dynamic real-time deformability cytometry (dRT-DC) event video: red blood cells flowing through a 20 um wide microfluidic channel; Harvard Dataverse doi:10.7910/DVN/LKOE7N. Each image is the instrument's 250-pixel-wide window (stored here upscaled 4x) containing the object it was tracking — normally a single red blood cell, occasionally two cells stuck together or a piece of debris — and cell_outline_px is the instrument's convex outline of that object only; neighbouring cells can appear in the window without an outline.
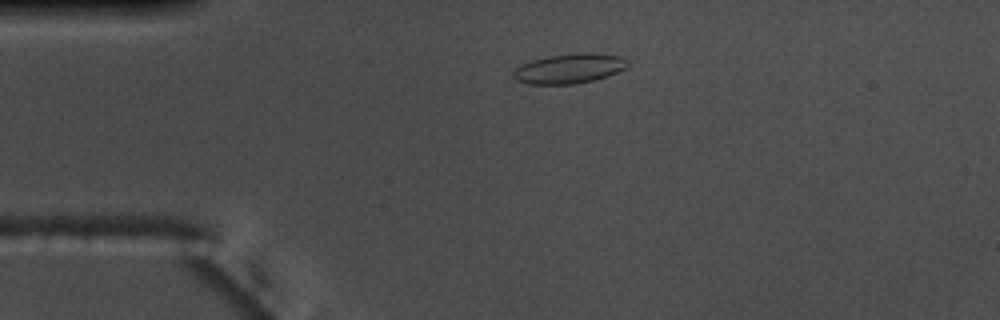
{"species": "common noctule bat (a hibernating species)", "species_latin": "Nyctalus noctula", "temperature_condition": "warm", "stored_images_in_passage": 53, "camera_frame_rate_fps": 3000, "um_per_image_px": 0.085, "animal": {"sex": "male", "body_mass_g": 17.5, "forearm_length_mm": 52.3}, "frame": {"image": 1, "passage_image": 10, "time_ms": 3.0, "image_size_px": [1000, 320], "cell_outline_px": [[628, 68], [608, 76], [596, 80], [572, 84], [528, 84], [516, 80], [512, 76], [512, 72], [520, 64], [532, 60], [548, 56], [580, 52], [588, 52], [624, 56], [628, 60]], "centroid_in_image_um": [48.42, 5.82], "position_along_channel_um": 36.6, "area_um2": 20.23}}
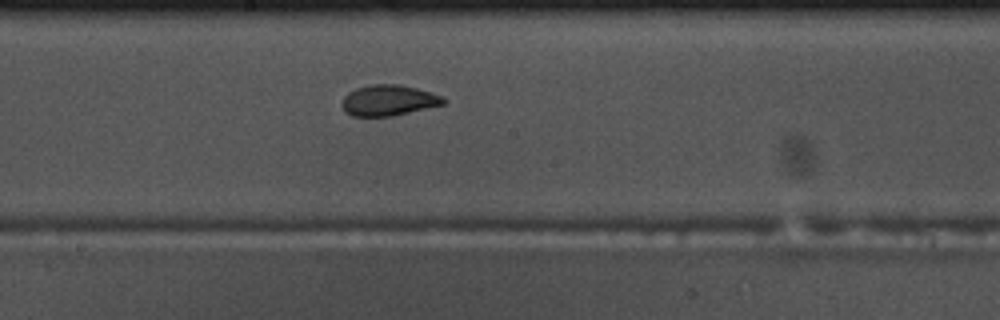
{"frame": {"image": 2, "passage_image": 27, "time_ms": 8.667, "image_size_px": [1000, 320], "cell_outline_px": [[448, 100], [444, 104], [392, 116], [352, 116], [344, 112], [344, 96], [348, 92], [356, 88], [372, 84], [400, 84], [432, 92], [444, 96]], "centroid_in_image_um": [33.07, 8.52], "position_along_channel_um": 215.1, "area_um2": 18.21}}
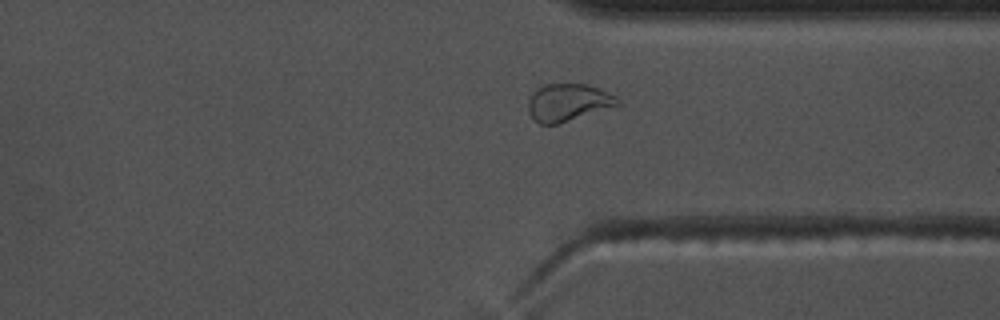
{"frame": {"image": 3, "passage_image": 39, "time_ms": 12.667, "image_size_px": [1000, 320], "cell_outline_px": [[620, 104], [556, 124], [540, 124], [528, 112], [528, 100], [532, 92], [544, 84], [588, 84], [600, 88], [616, 96], [620, 100]], "centroid_in_image_um": [48.27, 8.68], "position_along_channel_um": 363.1, "area_um2": 19.25}, "authors_computed_cell_mechanics": {"area_um2": 19.2474, "velocity_mm_per_s": 3.6992, "shape_relaxation_time_tau1_ms": 6.7757, "shape_relaxation_time_tau2_ms": 1.5069, "deformation_change_tau1": 0.167, "deformation_change_tau2": 0.0631}}